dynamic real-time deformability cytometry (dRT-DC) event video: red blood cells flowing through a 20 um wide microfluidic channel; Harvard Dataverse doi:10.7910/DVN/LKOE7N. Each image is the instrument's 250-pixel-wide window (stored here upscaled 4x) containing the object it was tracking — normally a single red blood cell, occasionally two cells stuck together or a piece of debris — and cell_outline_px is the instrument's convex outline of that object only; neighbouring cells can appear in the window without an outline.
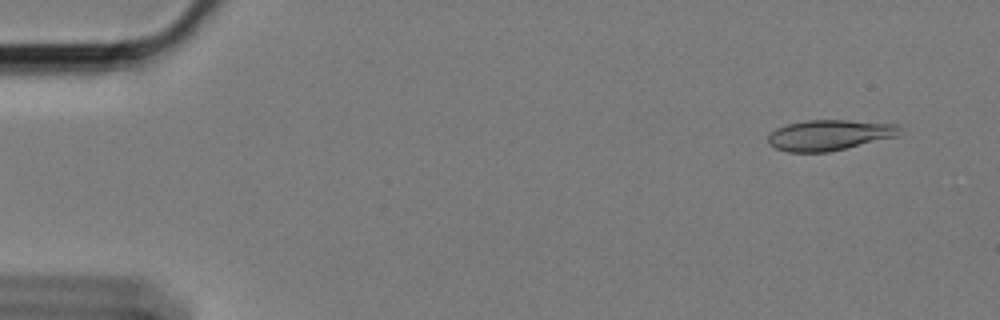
{"species": "Egyptian fruit bat (a non-hibernating species)", "species_latin": "Rousettus aegyptiacus", "temperature_condition": "cold", "stored_images_in_passage": 60, "segment_of_instrument_passage": [1, 2], "camera_frame_rate_fps": 3000, "um_per_image_px": 0.085, "animal": {"sex": "female"}, "frame": {"image": 1, "passage_image": 4, "time_ms": 1.0, "image_size_px": [1000, 320], "cell_outline_px": [[900, 128], [896, 136], [828, 152], [788, 152], [776, 148], [768, 144], [768, 136], [776, 128], [788, 124], [808, 120], [848, 120], [896, 124]], "centroid_in_image_um": [70.44, 11.48], "position_along_channel_um": 14.6, "area_um2": 23.12}}
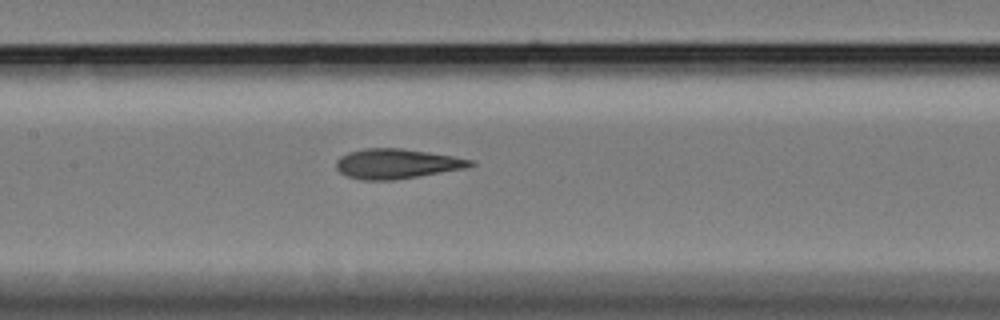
{"frame": {"image": 2, "passage_image": 28, "time_ms": 9.0, "image_size_px": [1000, 320], "cell_outline_px": [[476, 164], [464, 168], [392, 180], [364, 180], [348, 176], [340, 172], [336, 168], [336, 160], [340, 156], [348, 152], [364, 148], [400, 148], [428, 152], [476, 160]], "centroid_in_image_um": [33.7, 13.9], "position_along_channel_um": 173.7, "area_um2": 23.12}}
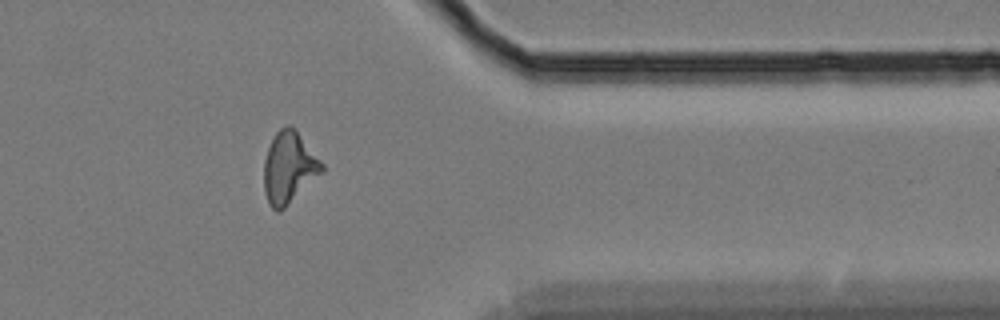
{"frame": {"image": 3, "passage_image": 48, "time_ms": 15.667, "image_size_px": [1000, 320], "cell_outline_px": [[324, 172], [280, 212], [276, 212], [268, 204], [264, 192], [264, 160], [272, 136], [284, 124], [288, 124], [296, 128], [324, 164]], "centroid_in_image_um": [24.57, 14.23], "position_along_channel_um": 386.8, "area_um2": 24.68}}